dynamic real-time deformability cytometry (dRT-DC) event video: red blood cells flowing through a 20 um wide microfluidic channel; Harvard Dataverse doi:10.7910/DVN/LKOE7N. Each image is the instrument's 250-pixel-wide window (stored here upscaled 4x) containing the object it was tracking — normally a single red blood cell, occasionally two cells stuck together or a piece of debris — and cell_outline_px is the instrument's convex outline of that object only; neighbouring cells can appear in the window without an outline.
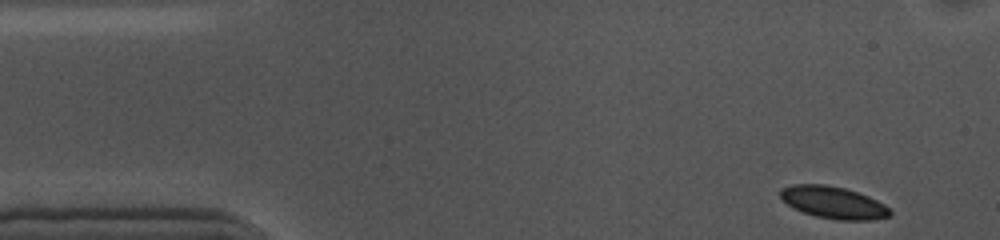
{"species": "common noctule bat (a hibernating species)", "species_latin": "Nyctalus noctula", "temperature_condition": "cold", "stored_images_in_passage": 52, "camera_frame_rate_fps": 3000, "um_per_image_px": 0.085, "animal": {"sex": "female", "body_mass_g": 10.0, "forearm_length_mm": 53.1}, "frame": {"image": 1, "passage_image": 1, "time_ms": 0.0, "image_size_px": [1000, 240], "cell_outline_px": [[892, 212], [888, 216], [872, 220], [840, 220], [816, 216], [804, 212], [788, 204], [780, 196], [780, 188], [792, 184], [824, 184], [844, 188], [868, 196], [884, 204]], "centroid_in_image_um": [70.83, 17.2], "position_along_channel_um": 14.2, "area_um2": 20.23}}
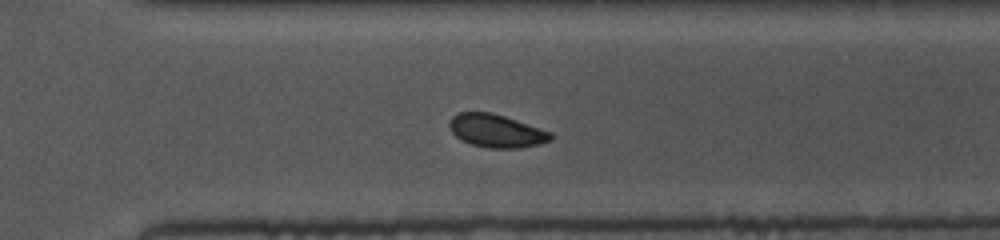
{"frame": {"image": 2, "passage_image": 35, "time_ms": 11.333, "image_size_px": [1000, 240], "cell_outline_px": [[552, 140], [536, 144], [516, 148], [488, 148], [472, 144], [460, 140], [452, 132], [448, 124], [452, 116], [460, 112], [488, 112], [504, 116], [552, 132]], "centroid_in_image_um": [42.16, 11.12], "position_along_channel_um": 328.4, "area_um2": 19.31}}
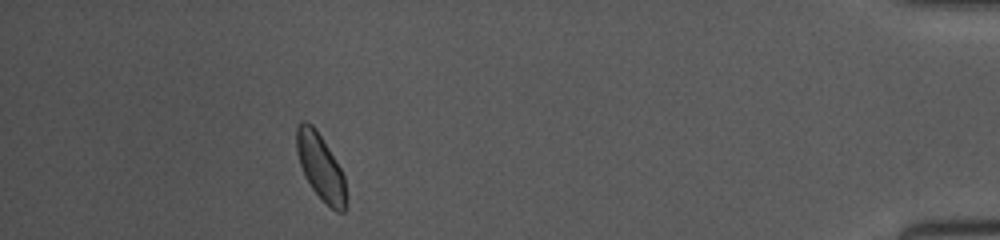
{"frame": {"image": 3, "passage_image": 47, "time_ms": 15.333, "image_size_px": [1000, 240], "cell_outline_px": [[344, 212], [336, 212], [312, 188], [300, 164], [296, 148], [296, 128], [300, 120], [304, 120], [312, 124], [316, 128], [340, 168], [344, 176]], "centroid_in_image_um": [27.2, 14.1], "position_along_channel_um": 408.0, "area_um2": 18.32}, "authors_computed_cell_mechanics": {"area_um2": 19.7676, "velocity_mm_per_s": 3.5278, "shape_relaxation_time_tau1_ms": 1.949, "shape_relaxation_time_tau2_ms": 1.8692, "deformation_change_tau1": 0.0588, "deformation_change_tau2": 0.0546}}